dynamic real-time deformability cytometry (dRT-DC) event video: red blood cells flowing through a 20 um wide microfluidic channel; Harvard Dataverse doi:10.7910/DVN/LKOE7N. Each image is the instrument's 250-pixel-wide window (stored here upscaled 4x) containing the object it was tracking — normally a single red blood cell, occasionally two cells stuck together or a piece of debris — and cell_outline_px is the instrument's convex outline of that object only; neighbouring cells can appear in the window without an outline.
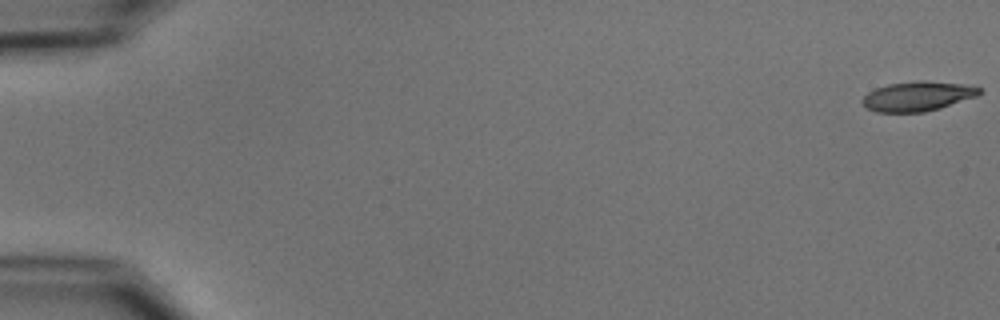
{"species": "common noctule bat (a hibernating species)", "species_latin": "Nyctalus noctula", "temperature_condition": "cold", "stored_images_in_passage": 55, "camera_frame_rate_fps": 3000, "um_per_image_px": 0.085, "animal": {"sex": "male", "body_mass_g": 15.6}, "frame": {"image": 1, "passage_image": 1, "time_ms": 0.0, "image_size_px": [1000, 320], "cell_outline_px": [[984, 88], [976, 96], [940, 108], [924, 112], [876, 112], [868, 108], [860, 100], [868, 92], [876, 88], [888, 84], [916, 80], [924, 80], [972, 84]], "centroid_in_image_um": [78.04, 8.15], "position_along_channel_um": 7.0, "area_um2": 20.46}}
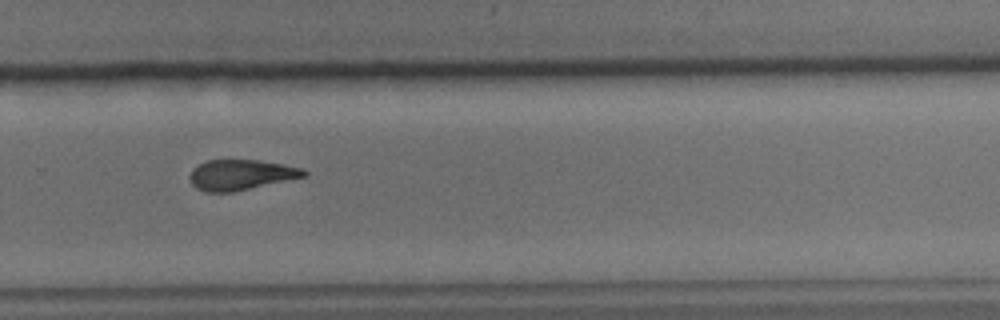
{"frame": {"image": 2, "passage_image": 38, "time_ms": 12.333, "image_size_px": [1000, 320], "cell_outline_px": [[308, 176], [232, 192], [204, 192], [196, 188], [192, 184], [188, 176], [192, 168], [208, 160], [260, 160], [304, 168], [308, 172]], "centroid_in_image_um": [20.48, 14.86], "position_along_channel_um": 309.3, "area_um2": 20.35}}
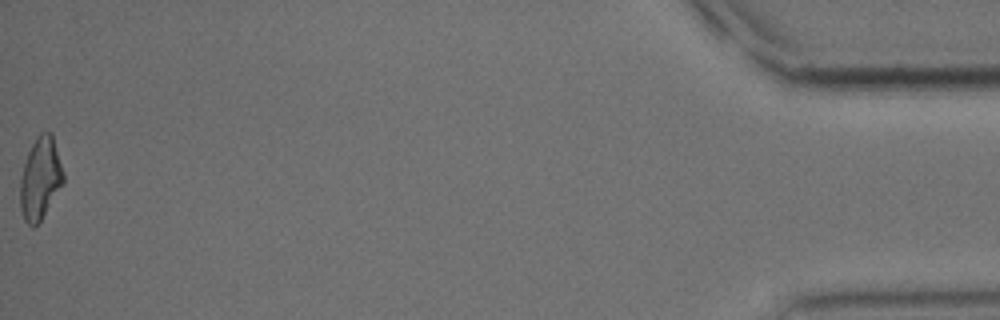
{"frame": {"image": 3, "passage_image": 55, "time_ms": 18.0, "image_size_px": [1000, 320], "cell_outline_px": [[64, 184], [40, 220], [32, 228], [24, 220], [20, 208], [20, 180], [24, 164], [28, 152], [36, 136], [40, 132], [52, 132], [64, 172]], "centroid_in_image_um": [3.44, 15.15], "position_along_channel_um": 431.8, "area_um2": 20.75}, "authors_computed_cell_mechanics": {"area_um2": 21.0392, "velocity_mm_per_s": 3.7413, "shape_relaxation_time_tau1_ms": 5.115, "shape_relaxation_time_tau2_ms": 4.2798, "deformation_change_tau1": 0.1521, "deformation_change_tau2": 0.1266}}